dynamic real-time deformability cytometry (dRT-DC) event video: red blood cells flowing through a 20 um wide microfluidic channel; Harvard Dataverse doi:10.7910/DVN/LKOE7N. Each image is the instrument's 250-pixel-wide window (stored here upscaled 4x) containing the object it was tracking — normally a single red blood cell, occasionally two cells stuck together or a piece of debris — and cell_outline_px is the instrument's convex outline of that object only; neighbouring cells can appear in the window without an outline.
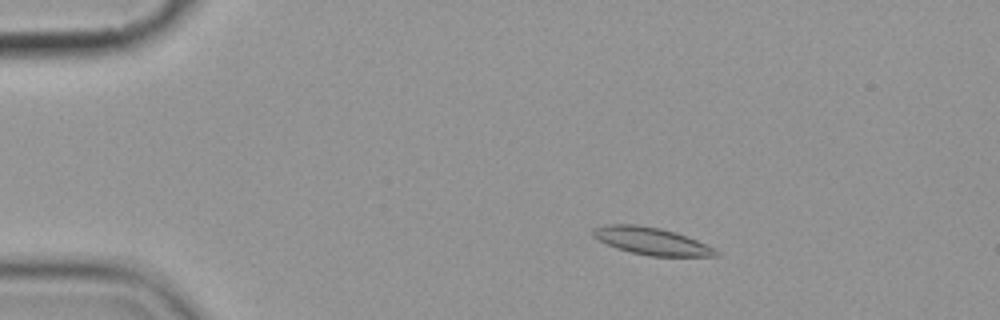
{"species": "common noctule bat (a hibernating species)", "species_latin": "Nyctalus noctula", "temperature_condition": "cold", "stored_images_in_passage": 4, "camera_frame_rate_fps": 3000, "um_per_image_px": 0.085, "animal": {"sex": "female", "body_mass_g": 19.9}, "frame": {"image": 1, "passage_image": 2, "time_ms": 1.333, "image_size_px": [1000, 320], "cell_outline_px": [[720, 252], [716, 256], [648, 256], [616, 248], [592, 236], [592, 228], [608, 224], [636, 224], [660, 228], [676, 232], [696, 240]], "centroid_in_image_um": [55.34, 20.48], "position_along_channel_um": 29.7, "area_um2": 19.36}}